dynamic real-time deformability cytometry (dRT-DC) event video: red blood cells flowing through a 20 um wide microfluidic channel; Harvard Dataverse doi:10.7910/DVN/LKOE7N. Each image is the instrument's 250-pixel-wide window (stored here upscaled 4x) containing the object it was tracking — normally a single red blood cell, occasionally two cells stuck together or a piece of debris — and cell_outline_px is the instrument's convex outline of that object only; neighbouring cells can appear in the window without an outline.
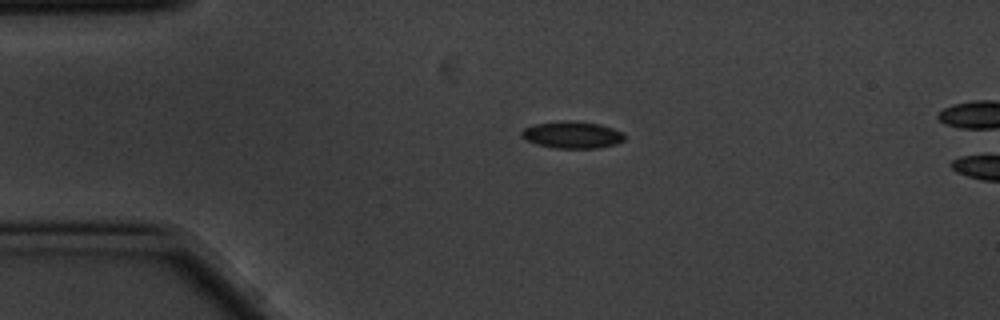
{"species": "common noctule bat (a hibernating species)", "species_latin": "Nyctalus noctula", "temperature_condition": "cold", "stored_images_in_passage": 3, "camera_frame_rate_fps": 3000, "um_per_image_px": 0.085, "animal": {"sex": "male", "body_mass_g": 20.1, "forearm_length_mm": 53.5}, "frame": {"image": 1, "passage_image": 1, "time_ms": 0.0, "image_size_px": [1000, 320], "cell_outline_px": [[624, 140], [616, 144], [600, 148], [552, 148], [536, 144], [524, 140], [520, 136], [520, 132], [524, 128], [536, 124], [560, 120], [576, 120], [600, 124], [624, 132]], "centroid_in_image_um": [48.62, 11.45], "position_along_channel_um": 36.4, "area_um2": 16.53}}